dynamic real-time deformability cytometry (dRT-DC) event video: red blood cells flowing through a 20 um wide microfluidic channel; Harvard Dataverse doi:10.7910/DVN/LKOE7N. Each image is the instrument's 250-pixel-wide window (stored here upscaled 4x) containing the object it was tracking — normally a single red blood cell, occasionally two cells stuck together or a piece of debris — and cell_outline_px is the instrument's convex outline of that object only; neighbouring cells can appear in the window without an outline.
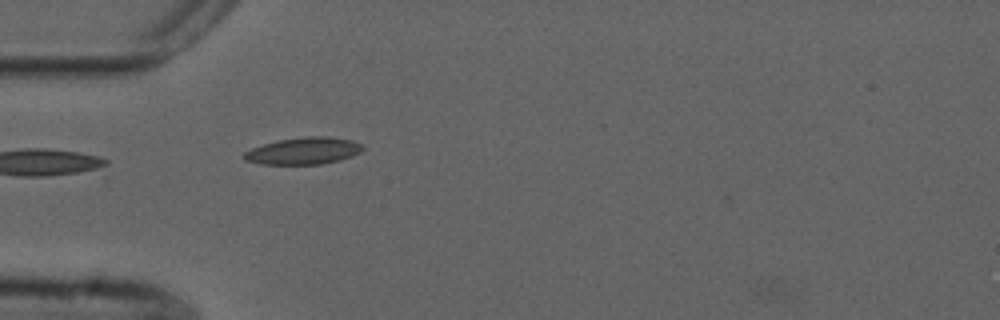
{"species": "common noctule bat (a hibernating species)", "species_latin": "Nyctalus noctula", "temperature_condition": "cold", "stored_images_in_passage": 39, "camera_frame_rate_fps": 3000, "um_per_image_px": 0.085, "animal": {"sex": "male", "forearm_length_mm": 52.5}, "frame": {"image": 1, "passage_image": 4, "time_ms": 1.0, "image_size_px": [1000, 320], "cell_outline_px": [[364, 148], [360, 152], [352, 156], [340, 160], [320, 164], [260, 164], [244, 160], [244, 152], [252, 148], [264, 144], [280, 140], [304, 136], [332, 136], [352, 140], [360, 144]], "centroid_in_image_um": [25.82, 12.82], "position_along_channel_um": 59.2, "area_um2": 18.61}}
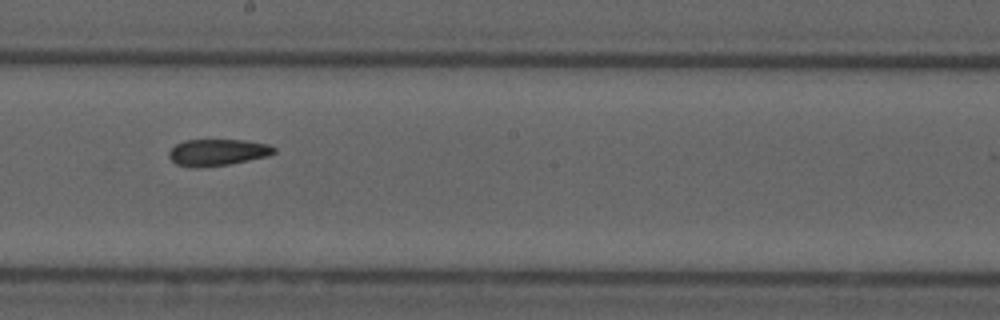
{"frame": {"image": 2, "passage_image": 18, "time_ms": 5.667, "image_size_px": [1000, 320], "cell_outline_px": [[276, 152], [268, 156], [228, 164], [196, 168], [192, 168], [176, 164], [168, 156], [168, 152], [176, 144], [184, 140], [244, 140], [268, 144], [276, 148]], "centroid_in_image_um": [18.48, 12.95], "position_along_channel_um": 229.7, "area_um2": 16.3}}
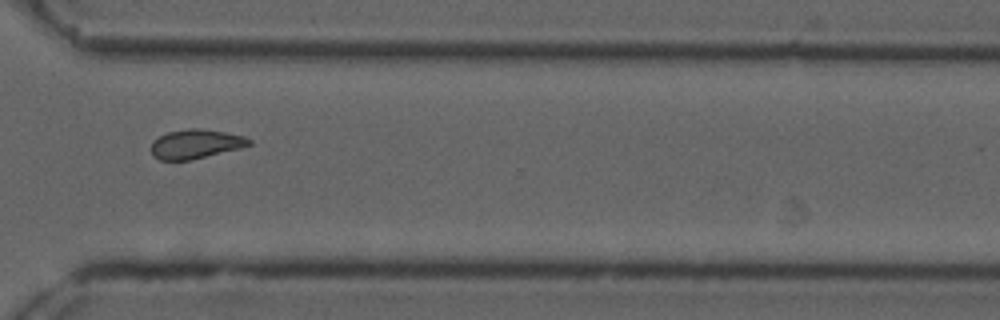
{"frame": {"image": 3, "passage_image": 28, "time_ms": 9.0, "image_size_px": [1000, 320], "cell_outline_px": [[252, 144], [240, 148], [188, 160], [160, 160], [152, 156], [152, 140], [168, 132], [188, 128], [196, 128], [224, 132], [244, 136], [252, 140]], "centroid_in_image_um": [16.62, 12.23], "position_along_channel_um": 354.0, "area_um2": 16.47}, "authors_computed_cell_mechanics": {"area_um2": 16.8198, "velocity_mm_per_s": 3.7265, "shape_relaxation_time_tau1_ms": 7.6634, "shape_relaxation_time_tau2_ms": 3.408, "deformation_change_tau1": 0.1207, "deformation_change_tau2": 0.092}}